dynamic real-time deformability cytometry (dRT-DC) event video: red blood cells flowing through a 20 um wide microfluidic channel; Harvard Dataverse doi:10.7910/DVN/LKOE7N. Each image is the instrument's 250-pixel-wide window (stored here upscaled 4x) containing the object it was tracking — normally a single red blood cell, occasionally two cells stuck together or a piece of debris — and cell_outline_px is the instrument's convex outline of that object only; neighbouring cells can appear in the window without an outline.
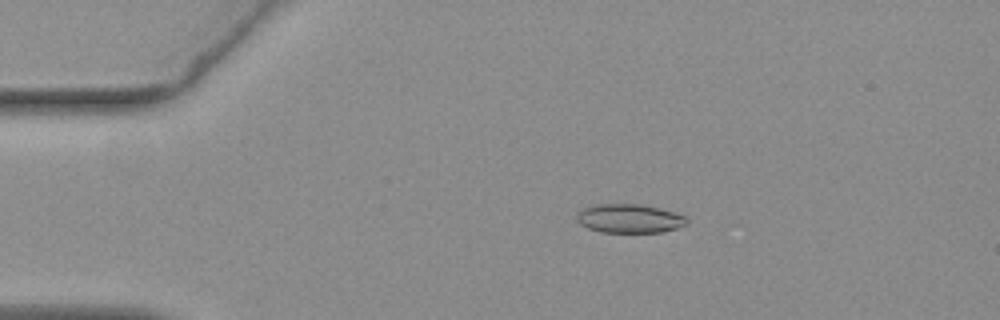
{"species": "common noctule bat (a hibernating species)", "species_latin": "Nyctalus noctula", "temperature_condition": "warm", "stored_images_in_passage": 55, "camera_frame_rate_fps": 3000, "um_per_image_px": 0.085, "animal": {"sex": "female", "body_mass_g": 19.3, "forearm_length_mm": 54.1}, "frame": {"image": 1, "passage_image": 11, "time_ms": 3.333, "image_size_px": [1000, 320], "cell_outline_px": [[688, 224], [676, 228], [660, 232], [600, 232], [588, 228], [580, 224], [576, 220], [576, 216], [584, 208], [596, 204], [640, 204], [660, 208], [684, 216], [688, 220]], "centroid_in_image_um": [53.49, 18.57], "position_along_channel_um": 31.5, "area_um2": 18.38}}
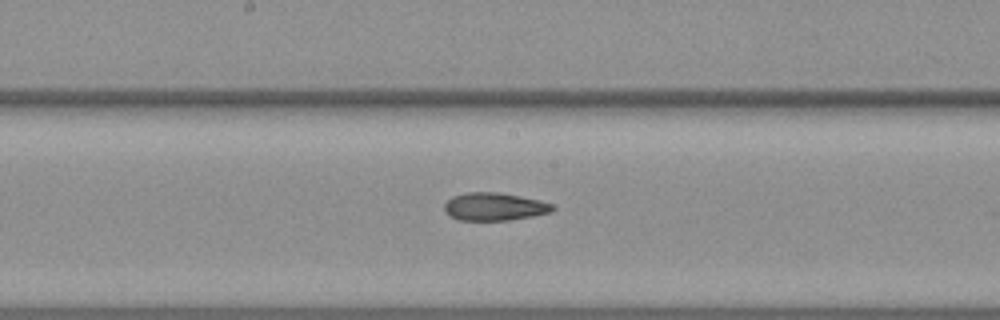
{"frame": {"image": 2, "passage_image": 29, "time_ms": 9.333, "image_size_px": [1000, 320], "cell_outline_px": [[556, 208], [552, 212], [532, 216], [508, 220], [460, 220], [448, 216], [444, 212], [444, 204], [452, 196], [468, 192], [496, 192], [520, 196], [540, 200], [552, 204]], "centroid_in_image_um": [42.01, 17.56], "position_along_channel_um": 206.2, "area_um2": 17.63}}
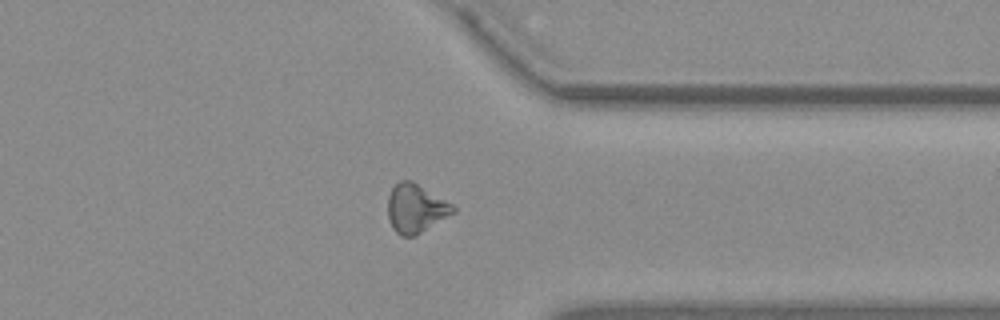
{"frame": {"image": 3, "passage_image": 43, "time_ms": 14.0, "image_size_px": [1000, 320], "cell_outline_px": [[456, 212], [416, 236], [400, 236], [392, 228], [388, 220], [388, 196], [392, 188], [400, 180], [412, 180], [452, 204], [456, 208]], "centroid_in_image_um": [35.33, 17.73], "position_along_channel_um": 376.1, "area_um2": 18.67}, "authors_computed_cell_mechanics": {"area_um2": 18.7272, "velocity_mm_per_s": 3.7438, "shape_relaxation_time_tau1_ms": null, "shape_relaxation_time_tau2_ms": 2.9431, "deformation_change_tau1": null, "deformation_change_tau2": 0.0914}}